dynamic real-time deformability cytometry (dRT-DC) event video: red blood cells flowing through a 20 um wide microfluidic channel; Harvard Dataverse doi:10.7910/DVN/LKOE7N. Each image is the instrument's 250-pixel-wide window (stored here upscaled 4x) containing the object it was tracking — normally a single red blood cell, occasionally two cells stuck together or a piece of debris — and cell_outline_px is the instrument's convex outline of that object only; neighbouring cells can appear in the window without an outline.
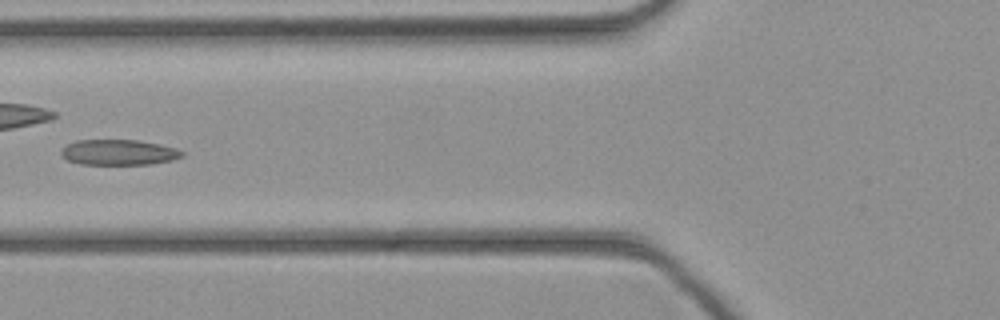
{"species": "common noctule bat (a hibernating species)", "species_latin": "Nyctalus noctula", "temperature_condition": "cold", "stored_images_in_passage": 39, "camera_frame_rate_fps": 3000, "um_per_image_px": 0.085, "animal": {"sex": "female", "body_mass_g": 21.9}, "frame": {"image": 1, "passage_image": 12, "time_ms": 3.667, "image_size_px": [1000, 320], "cell_outline_px": [[184, 156], [172, 160], [152, 164], [80, 164], [68, 160], [60, 156], [60, 152], [68, 144], [76, 140], [136, 140], [160, 144], [176, 148], [184, 152]], "centroid_in_image_um": [10.1, 12.95], "position_along_channel_um": 115.7, "area_um2": 17.98}}